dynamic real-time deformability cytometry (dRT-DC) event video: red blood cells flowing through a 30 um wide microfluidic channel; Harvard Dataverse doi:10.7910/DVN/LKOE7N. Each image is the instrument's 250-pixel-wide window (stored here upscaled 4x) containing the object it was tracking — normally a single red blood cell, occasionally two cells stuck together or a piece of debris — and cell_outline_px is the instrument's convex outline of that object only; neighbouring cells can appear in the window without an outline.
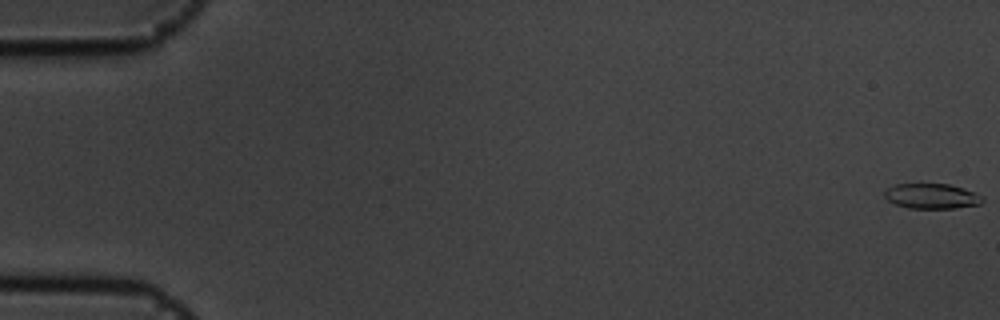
{"species": "common noctule bat (a hibernating species)", "species_latin": "Nyctalus noctula", "temperature_condition": "cold", "stored_images_in_passage": 57, "camera_frame_rate_fps": 3000, "um_per_image_px": 0.085, "animal": {"sex": "male", "body_mass_g": 19.5, "forearm_length_mm": 54.6}, "frame": {"image": 1, "passage_image": 1, "time_ms": 0.0, "image_size_px": [1000, 320], "cell_outline_px": [[984, 200], [980, 204], [956, 208], [908, 208], [896, 204], [888, 200], [884, 196], [884, 192], [888, 188], [896, 184], [948, 184], [964, 188], [976, 192], [984, 196]], "centroid_in_image_um": [79.24, 16.67], "position_along_channel_um": 5.8, "area_um2": 14.39}}
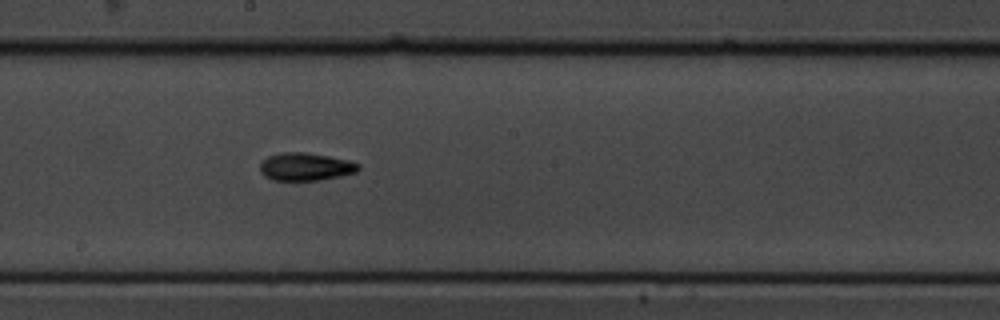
{"frame": {"image": 2, "passage_image": 32, "time_ms": 10.333, "image_size_px": [1000, 320], "cell_outline_px": [[360, 168], [356, 172], [340, 176], [320, 180], [272, 180], [264, 176], [260, 172], [260, 164], [268, 156], [284, 152], [304, 152], [328, 156], [348, 160], [360, 164]], "centroid_in_image_um": [25.97, 14.17], "position_along_channel_um": 222.2, "area_um2": 15.9}}
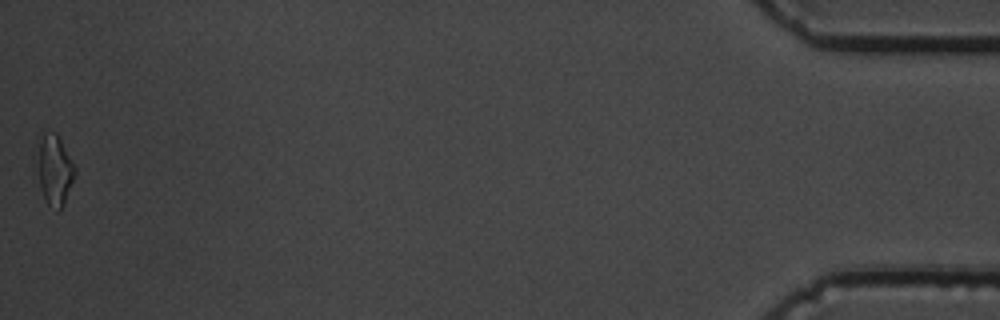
{"frame": {"image": 3, "passage_image": 57, "time_ms": 18.667, "image_size_px": [1000, 320], "cell_outline_px": [[76, 172], [64, 200], [60, 208], [56, 212], [48, 204], [40, 188], [32, 156], [44, 132], [56, 132], [72, 160], [76, 168]], "centroid_in_image_um": [4.55, 14.38], "position_along_channel_um": 430.7, "area_um2": 15.84}, "authors_computed_cell_mechanics": {"area_um2": 15.028, "velocity_mm_per_s": 3.6082, "shape_relaxation_time_tau1_ms": 2.9691, "shape_relaxation_time_tau2_ms": 4.845, "deformation_change_tau1": 0.1545, "deformation_change_tau2": 0.1264}}